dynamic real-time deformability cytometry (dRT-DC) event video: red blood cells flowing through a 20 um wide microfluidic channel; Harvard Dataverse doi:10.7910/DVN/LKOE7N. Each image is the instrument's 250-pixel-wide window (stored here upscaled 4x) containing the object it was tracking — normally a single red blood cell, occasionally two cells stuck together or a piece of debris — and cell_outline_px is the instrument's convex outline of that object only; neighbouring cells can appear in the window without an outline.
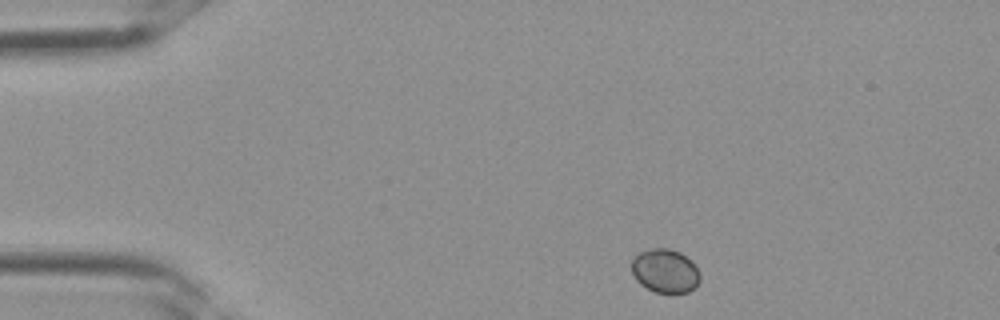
{"species": "Egyptian fruit bat (a non-hibernating species)", "species_latin": "Rousettus aegyptiacus", "temperature_condition": "room temperature", "stored_images_in_passage": 1, "camera_frame_rate_fps": 3000, "um_per_image_px": 0.085, "frame": {"image": 1, "passage_image": 1, "time_ms": 0.0, "image_size_px": [1000, 320], "cell_outline_px": [[700, 280], [688, 292], [656, 292], [640, 284], [636, 280], [632, 272], [632, 260], [640, 252], [652, 248], [668, 248], [680, 252], [692, 260], [700, 276]], "centroid_in_image_um": [56.53, 23.01], "position_along_channel_um": 28.5, "area_um2": 17.22}}